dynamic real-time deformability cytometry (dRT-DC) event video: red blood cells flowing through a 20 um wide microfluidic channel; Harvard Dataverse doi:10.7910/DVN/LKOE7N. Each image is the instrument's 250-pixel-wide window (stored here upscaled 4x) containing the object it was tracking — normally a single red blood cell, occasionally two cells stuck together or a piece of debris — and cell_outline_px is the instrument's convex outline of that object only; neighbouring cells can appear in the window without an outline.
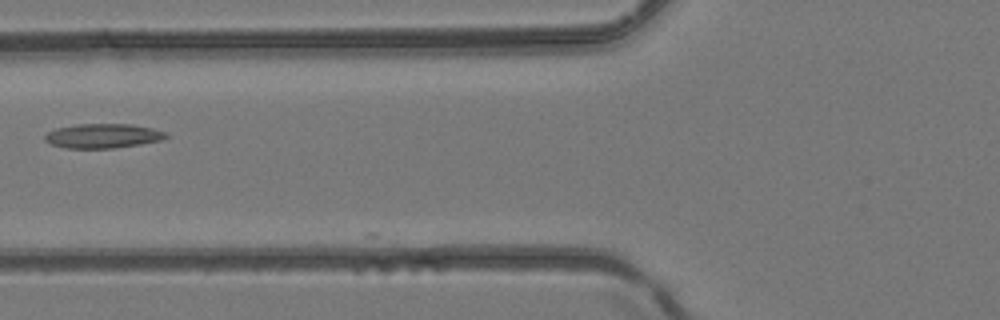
{"species": "common noctule bat (a hibernating species)", "species_latin": "Nyctalus noctula", "temperature_condition": "room temperature", "stored_images_in_passage": 4, "camera_frame_rate_fps": 3000, "um_per_image_px": 0.085, "animal": {"sex": "female", "body_mass_g": 24.6, "forearm_length_mm": 56.2}, "frame": {"image": 1, "passage_image": 3, "time_ms": 0.667, "image_size_px": [1000, 320], "cell_outline_px": [[168, 136], [160, 140], [140, 144], [116, 148], [68, 148], [48, 144], [44, 140], [44, 136], [48, 132], [56, 128], [76, 124], [132, 124], [152, 128], [168, 132]], "centroid_in_image_um": [8.73, 11.55], "position_along_channel_um": 117.1, "area_um2": 17.34}}